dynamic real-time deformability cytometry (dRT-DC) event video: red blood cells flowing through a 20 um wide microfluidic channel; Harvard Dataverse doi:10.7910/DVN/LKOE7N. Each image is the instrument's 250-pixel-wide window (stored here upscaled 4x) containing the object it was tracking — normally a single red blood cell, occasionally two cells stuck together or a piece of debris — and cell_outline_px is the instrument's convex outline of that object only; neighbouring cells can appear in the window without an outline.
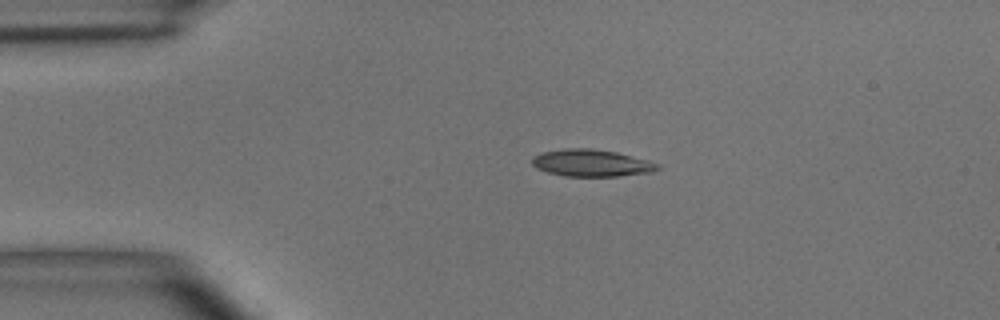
{"species": "common noctule bat (a hibernating species)", "species_latin": "Nyctalus noctula", "temperature_condition": "room temperature", "stored_images_in_passage": 2, "camera_frame_rate_fps": 3000, "um_per_image_px": 0.085, "animal": {"sex": "male", "body_mass_g": 15.6}, "frame": {"image": 1, "passage_image": 1, "time_ms": 0.0, "image_size_px": [1000, 320], "cell_outline_px": [[664, 168], [652, 172], [620, 176], [564, 176], [548, 172], [536, 168], [532, 164], [532, 156], [540, 152], [564, 148], [592, 148], [616, 152], [648, 160], [660, 164]], "centroid_in_image_um": [50.29, 13.85], "position_along_channel_um": 34.7, "area_um2": 20.06}}